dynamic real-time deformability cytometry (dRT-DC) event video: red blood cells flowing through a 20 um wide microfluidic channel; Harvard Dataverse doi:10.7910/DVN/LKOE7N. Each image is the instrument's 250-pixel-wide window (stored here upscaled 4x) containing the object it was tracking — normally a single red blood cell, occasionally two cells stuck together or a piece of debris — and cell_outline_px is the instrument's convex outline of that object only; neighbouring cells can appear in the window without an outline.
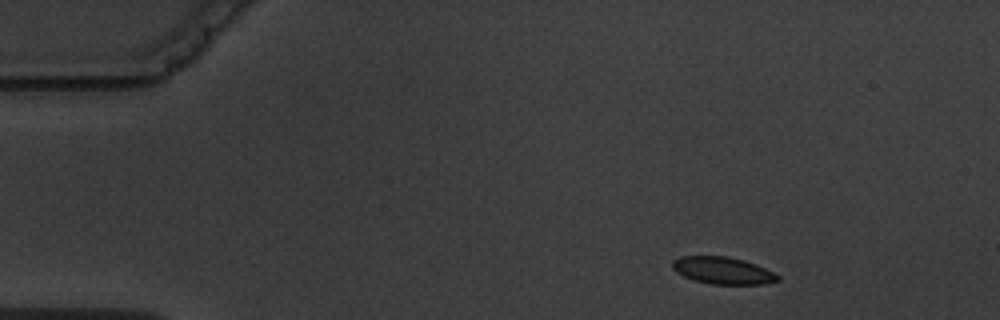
{"species": "common noctule bat (a hibernating species)", "species_latin": "Nyctalus noctula", "temperature_condition": "warm", "stored_images_in_passage": 7, "camera_frame_rate_fps": 3000, "um_per_image_px": 0.085, "animal": {"sex": "male", "body_mass_g": 19.5, "forearm_length_mm": 54.6}, "frame": {"image": 1, "passage_image": 1, "time_ms": 0.0, "image_size_px": [1000, 320], "cell_outline_px": [[780, 280], [764, 284], [708, 284], [684, 276], [676, 272], [672, 268], [672, 260], [680, 256], [728, 256], [744, 260], [756, 264], [780, 276]], "centroid_in_image_um": [61.43, 22.99], "position_along_channel_um": 23.6, "area_um2": 16.65}}
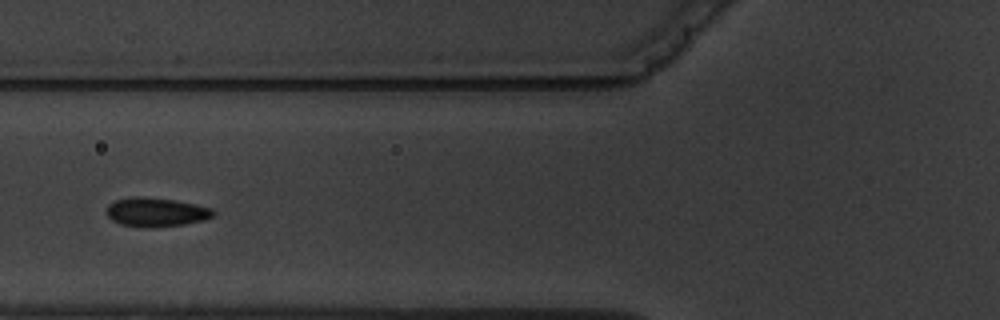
{"frame": {"image": 2, "passage_image": 5, "time_ms": 4.667, "image_size_px": [1000, 320], "cell_outline_px": [[216, 216], [204, 220], [184, 224], [156, 228], [148, 228], [120, 224], [112, 220], [108, 216], [108, 204], [116, 200], [132, 196], [140, 196], [176, 200], [212, 208], [216, 212]], "centroid_in_image_um": [13.31, 18.04], "position_along_channel_um": 112.5, "area_um2": 18.21}}
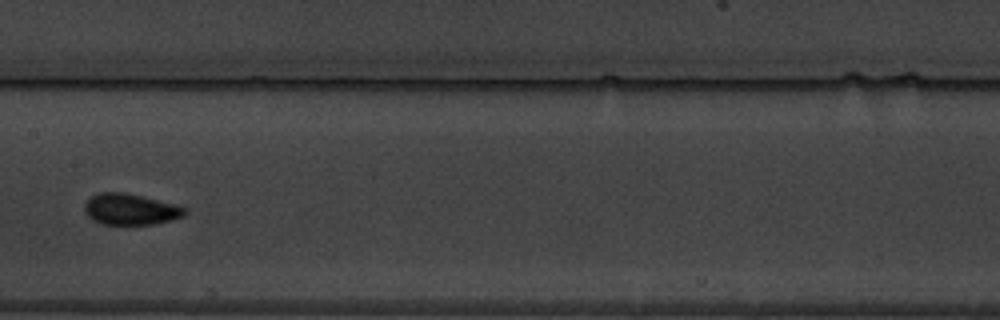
{"frame": {"image": 3, "passage_image": 7, "time_ms": 7.0, "image_size_px": [1000, 320], "cell_outline_px": [[188, 212], [184, 216], [172, 220], [156, 224], [104, 224], [92, 220], [88, 216], [84, 208], [84, 204], [96, 192], [120, 192], [140, 196], [172, 204], [184, 208]], "centroid_in_image_um": [11.06, 17.8], "position_along_channel_um": 196.3, "area_um2": 17.92}}